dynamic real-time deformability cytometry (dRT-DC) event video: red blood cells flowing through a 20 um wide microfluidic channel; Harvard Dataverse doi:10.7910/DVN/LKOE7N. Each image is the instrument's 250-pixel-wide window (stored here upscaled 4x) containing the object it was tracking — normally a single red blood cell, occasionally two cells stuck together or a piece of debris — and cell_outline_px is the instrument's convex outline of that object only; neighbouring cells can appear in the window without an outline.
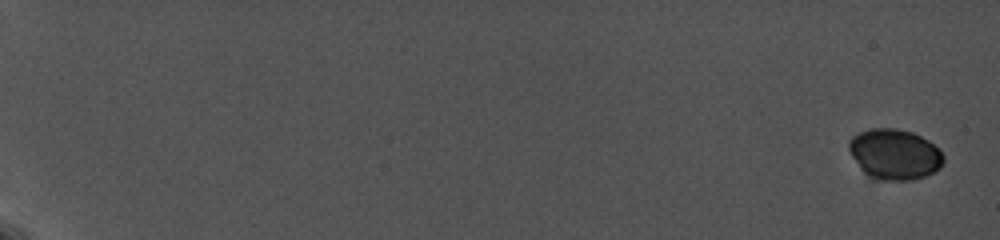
{"species": "common noctule bat (a hibernating species)", "species_latin": "Nyctalus noctula", "temperature_condition": "cold", "stored_images_in_passage": 20, "camera_frame_rate_fps": 5000, "um_per_image_px": 0.085, "animal": {"sex": "female", "body_mass_g": 19.0, "forearm_length_mm": 56.7}, "frame": {"image": 1, "passage_image": 1, "time_ms": 0.0, "image_size_px": [1000, 240], "cell_outline_px": [[944, 160], [940, 168], [924, 176], [912, 180], [872, 180], [860, 168], [852, 156], [848, 148], [848, 140], [852, 136], [860, 132], [872, 128], [896, 128], [912, 132], [928, 140], [940, 148], [944, 156]], "centroid_in_image_um": [76.03, 13.11], "position_along_channel_um": 9.0, "area_um2": 28.09}}
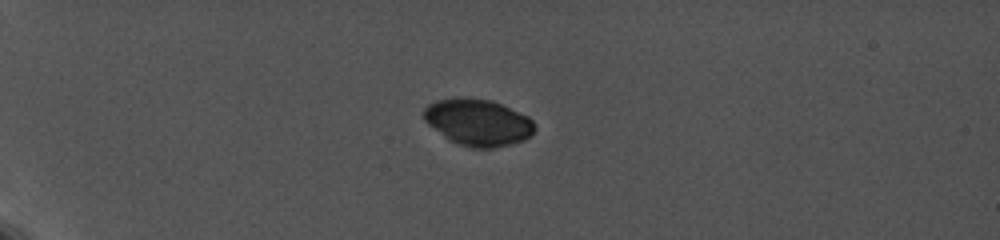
{"frame": {"image": 2, "passage_image": 9, "time_ms": 5.8, "image_size_px": [1000, 240], "cell_outline_px": [[536, 128], [532, 136], [524, 140], [492, 148], [472, 148], [460, 144], [444, 136], [428, 124], [424, 120], [424, 108], [428, 104], [436, 100], [452, 96], [456, 96], [492, 100], [528, 116], [532, 120]], "centroid_in_image_um": [40.63, 10.37], "position_along_channel_um": 44.4, "area_um2": 30.23}}